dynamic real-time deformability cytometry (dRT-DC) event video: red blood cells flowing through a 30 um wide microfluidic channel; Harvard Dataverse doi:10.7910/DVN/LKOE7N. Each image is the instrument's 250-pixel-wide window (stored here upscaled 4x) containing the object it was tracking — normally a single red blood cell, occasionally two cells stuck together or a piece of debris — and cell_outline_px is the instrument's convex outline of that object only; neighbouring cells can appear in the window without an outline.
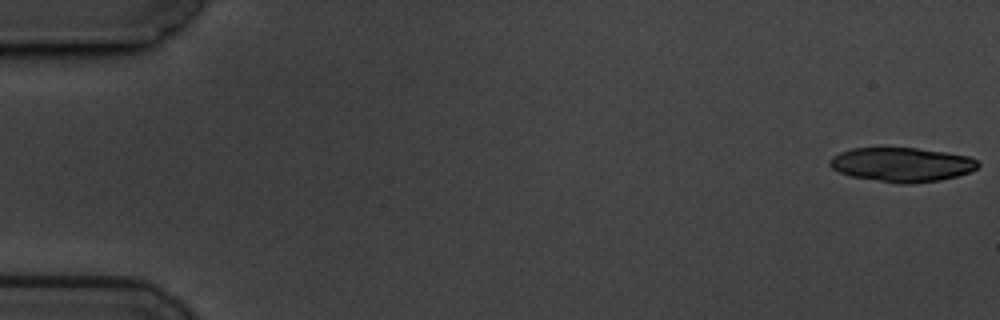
{"species": "common noctule bat (a hibernating species)", "species_latin": "Nyctalus noctula", "temperature_condition": "cold", "stored_images_in_passage": 59, "camera_frame_rate_fps": 3000, "um_per_image_px": 0.085, "animal": {"sex": "male", "body_mass_g": 19.5, "forearm_length_mm": 54.6}, "frame": {"image": 1, "passage_image": 1, "time_ms": 0.0, "image_size_px": [1000, 320], "cell_outline_px": [[980, 164], [972, 172], [940, 180], [908, 184], [900, 184], [852, 176], [840, 172], [832, 168], [828, 164], [828, 160], [832, 156], [840, 152], [852, 148], [916, 148], [948, 152], [968, 156], [976, 160]], "centroid_in_image_um": [76.66, 13.98], "position_along_channel_um": 8.3, "area_um2": 29.59}}
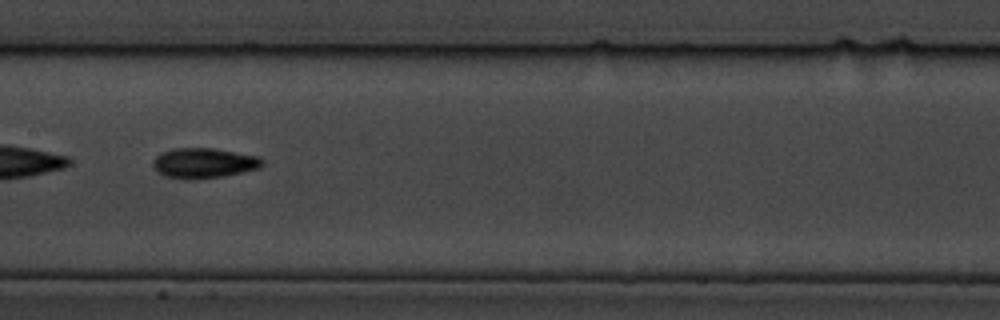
{"frame": {"image": 2, "passage_image": 30, "time_ms": 9.667, "image_size_px": [1000, 320], "cell_outline_px": [[264, 164], [260, 168], [224, 176], [192, 180], [184, 180], [164, 176], [156, 172], [152, 164], [152, 160], [156, 156], [164, 152], [176, 148], [216, 148], [260, 156], [264, 160]], "centroid_in_image_um": [17.34, 13.87], "position_along_channel_um": 190.1, "area_um2": 19.59}}
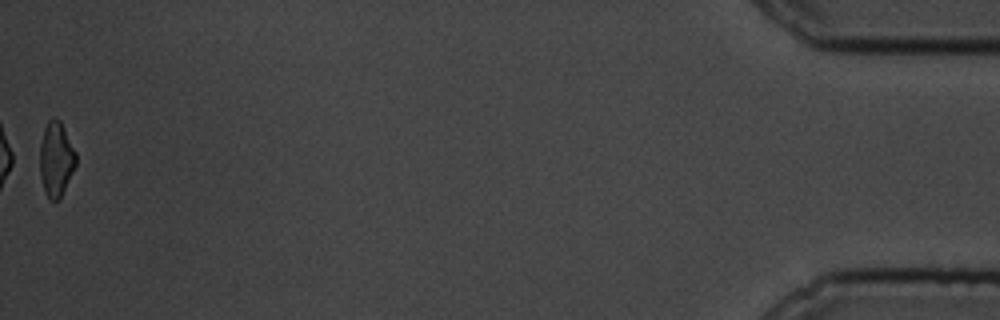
{"frame": {"image": 3, "passage_image": 59, "time_ms": 19.333, "image_size_px": [1000, 320], "cell_outline_px": [[76, 164], [60, 200], [48, 200], [44, 192], [40, 176], [40, 144], [44, 128], [48, 120], [52, 116], [56, 116], [60, 120], [76, 152]], "centroid_in_image_um": [4.76, 13.53], "position_along_channel_um": 430.4, "area_um2": 15.95}, "authors_computed_cell_mechanics": {"area_um2": 17.7446, "velocity_mm_per_s": 3.4371, "shape_relaxation_time_tau1_ms": 3.9991, "shape_relaxation_time_tau2_ms": 3.1381, "deformation_change_tau1": 0.1519, "deformation_change_tau2": 0.0903}}